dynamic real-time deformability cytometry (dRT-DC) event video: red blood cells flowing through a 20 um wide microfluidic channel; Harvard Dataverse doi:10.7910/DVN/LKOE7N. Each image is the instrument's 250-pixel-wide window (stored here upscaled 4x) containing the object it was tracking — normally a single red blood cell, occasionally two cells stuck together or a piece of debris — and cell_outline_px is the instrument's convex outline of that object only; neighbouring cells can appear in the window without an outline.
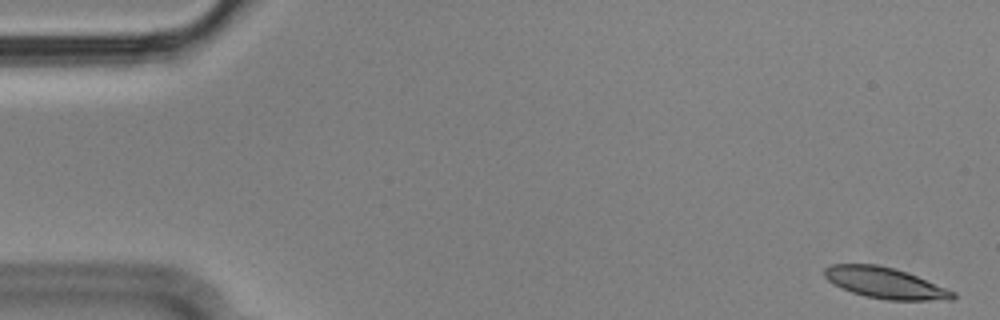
{"species": "Egyptian fruit bat (a non-hibernating species)", "species_latin": "Rousettus aegyptiacus", "temperature_condition": "cold", "stored_images_in_passage": 51, "camera_frame_rate_fps": 3000, "um_per_image_px": 0.085, "animal": {"sex": "male"}, "frame": {"image": 1, "passage_image": 2, "time_ms": 0.333, "image_size_px": [1000, 320], "cell_outline_px": [[956, 296], [952, 300], [888, 300], [864, 296], [840, 288], [828, 280], [824, 276], [824, 268], [832, 264], [876, 264], [908, 272], [956, 292]], "centroid_in_image_um": [75.24, 24.05], "position_along_channel_um": 9.8, "area_um2": 23.24}}
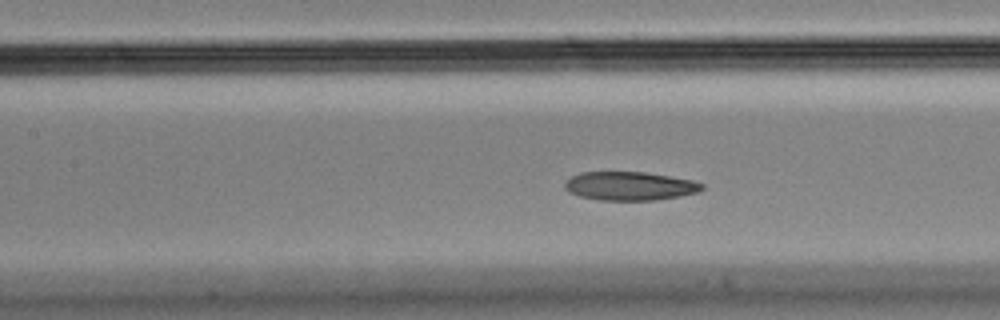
{"frame": {"image": 2, "passage_image": 25, "time_ms": 8.0, "image_size_px": [1000, 320], "cell_outline_px": [[704, 188], [700, 192], [680, 196], [656, 200], [600, 200], [580, 196], [568, 192], [564, 188], [564, 180], [580, 172], [644, 172], [692, 180], [704, 184]], "centroid_in_image_um": [53.51, 15.81], "position_along_channel_um": 153.9, "area_um2": 23.0}}
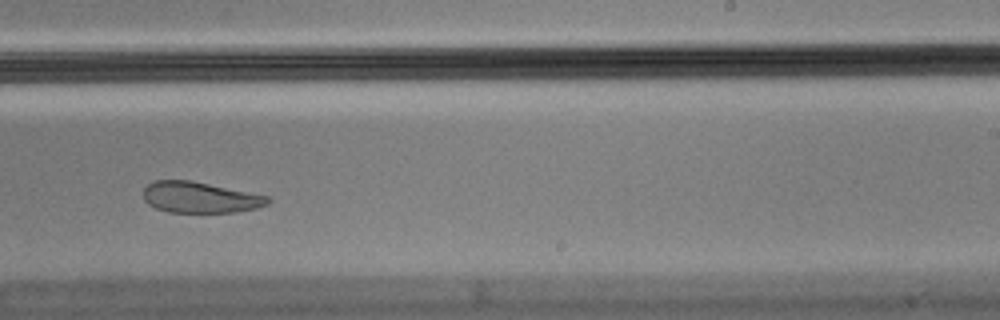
{"frame": {"image": 3, "passage_image": 35, "time_ms": 11.333, "image_size_px": [1000, 320], "cell_outline_px": [[272, 200], [268, 204], [256, 208], [236, 212], [168, 212], [156, 208], [148, 204], [144, 200], [144, 188], [148, 184], [156, 180], [192, 180], [268, 196]], "centroid_in_image_um": [17.0, 16.77], "position_along_channel_um": 272.0, "area_um2": 22.48}, "authors_computed_cell_mechanics": {"area_um2": 24.0448, "velocity_mm_per_s": 3.5533, "shape_relaxation_time_tau1_ms": null, "shape_relaxation_time_tau2_ms": 3.2602, "deformation_change_tau1": null, "deformation_change_tau2": 0.0857}}